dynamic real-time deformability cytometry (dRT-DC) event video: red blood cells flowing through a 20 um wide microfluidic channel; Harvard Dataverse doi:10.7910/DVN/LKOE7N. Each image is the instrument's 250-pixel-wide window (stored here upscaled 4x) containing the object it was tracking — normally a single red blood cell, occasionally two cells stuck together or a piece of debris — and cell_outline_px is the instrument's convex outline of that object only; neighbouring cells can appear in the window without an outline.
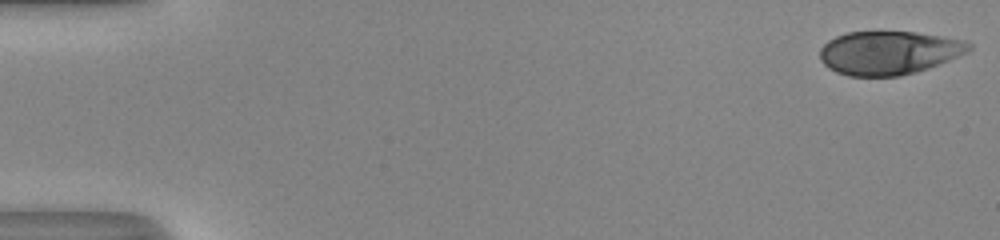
{"species": "human", "species_latin": "Homo sapiens", "temperature_condition": "room temperature", "stored_images_in_passage": 52, "camera_frame_rate_fps": 3000, "um_per_image_px": 0.085, "donor": {"sex": "male"}, "frame": {"image": 1, "passage_image": 1, "time_ms": 0.0, "image_size_px": [1000, 240], "cell_outline_px": [[972, 48], [968, 52], [928, 68], [916, 72], [900, 76], [848, 76], [836, 72], [828, 68], [820, 60], [820, 48], [828, 40], [836, 36], [848, 32], [916, 32], [964, 40], [972, 44]], "centroid_in_image_um": [75.53, 4.49], "position_along_channel_um": 9.5, "area_um2": 37.8}}
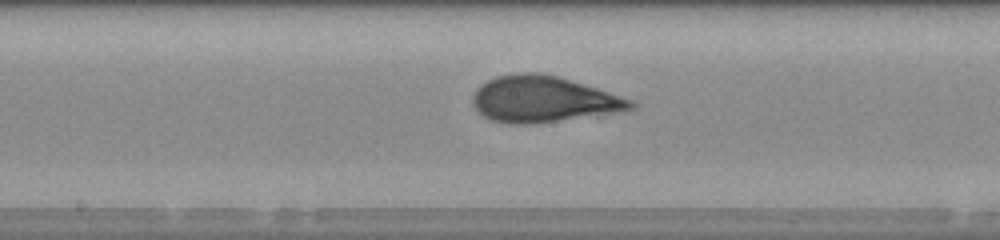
{"frame": {"image": 2, "passage_image": 28, "time_ms": 9.0, "image_size_px": [1000, 240], "cell_outline_px": [[636, 108], [624, 112], [532, 124], [508, 124], [492, 120], [484, 116], [476, 108], [472, 100], [472, 96], [476, 88], [480, 84], [496, 76], [520, 72], [540, 72], [556, 76], [596, 88], [632, 100], [636, 104]], "centroid_in_image_um": [46.18, 8.44], "position_along_channel_um": 202.0, "area_um2": 42.6}}
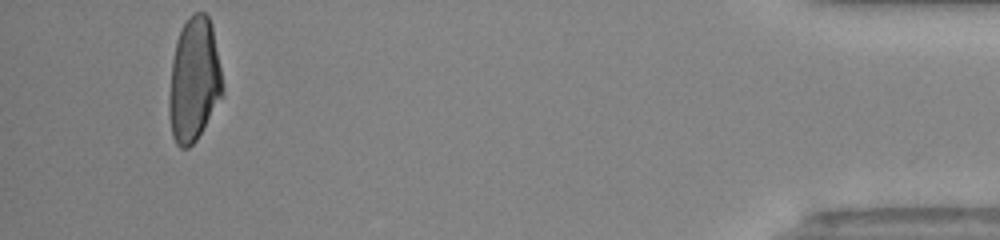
{"frame": {"image": 3, "passage_image": 49, "time_ms": 16.0, "image_size_px": [1000, 240], "cell_outline_px": [[224, 88], [220, 96], [196, 140], [188, 148], [180, 148], [176, 144], [172, 136], [168, 116], [168, 100], [172, 60], [176, 40], [180, 28], [188, 16], [192, 12], [204, 12], [208, 16], [212, 24]], "centroid_in_image_um": [16.45, 6.75], "position_along_channel_um": 418.7, "area_um2": 38.61}, "authors_computed_cell_mechanics": {"area_um2": 40.3733, "velocity_mm_per_s": 4.1086, "shape_relaxation_time_tau1_ms": 4.054, "shape_relaxation_time_tau2_ms": 0.762, "deformation_change_tau1": 0.1818, "deformation_change_tau2": 0.0642}}